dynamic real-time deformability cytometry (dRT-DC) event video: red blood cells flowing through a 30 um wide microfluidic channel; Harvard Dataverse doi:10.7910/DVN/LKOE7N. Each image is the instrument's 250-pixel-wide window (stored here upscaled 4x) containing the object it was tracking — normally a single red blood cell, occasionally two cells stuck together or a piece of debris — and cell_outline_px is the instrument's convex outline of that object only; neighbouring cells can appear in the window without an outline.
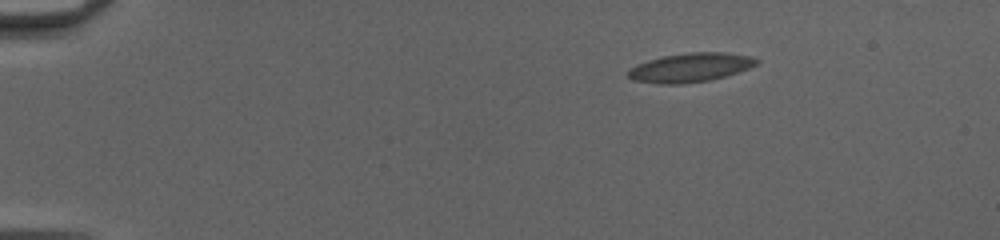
{"species": "common noctule bat (a hibernating species)", "species_latin": "Nyctalus noctula", "temperature_condition": "cold", "stored_images_in_passage": 46, "camera_frame_rate_fps": 3000, "um_per_image_px": 0.085, "animal": {"sex": "female", "body_mass_g": 20.0, "forearm_length_mm": 54.0}, "frame": {"image": 1, "passage_image": 1, "time_ms": 0.0, "image_size_px": [1000, 240], "cell_outline_px": [[760, 64], [724, 76], [708, 80], [680, 84], [660, 84], [632, 80], [628, 76], [628, 72], [636, 64], [648, 60], [664, 56], [692, 52], [724, 52], [752, 56], [760, 60]], "centroid_in_image_um": [58.7, 5.73], "position_along_channel_um": 26.3, "area_um2": 21.56}}
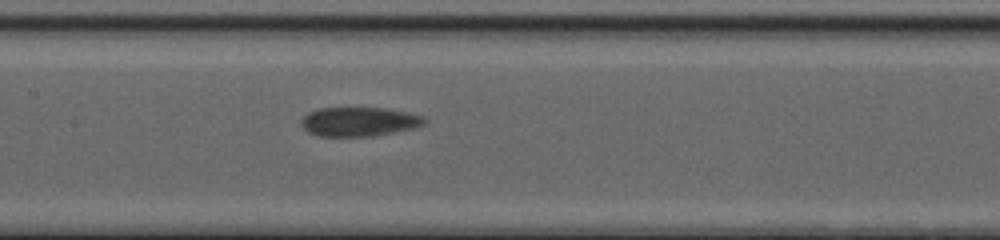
{"frame": {"image": 2, "passage_image": 20, "time_ms": 6.333, "image_size_px": [1000, 240], "cell_outline_px": [[428, 120], [424, 124], [416, 128], [372, 136], [320, 136], [308, 132], [300, 124], [300, 120], [308, 112], [316, 108], [384, 108], [424, 116]], "centroid_in_image_um": [30.51, 10.34], "position_along_channel_um": 176.9, "area_um2": 20.98}}
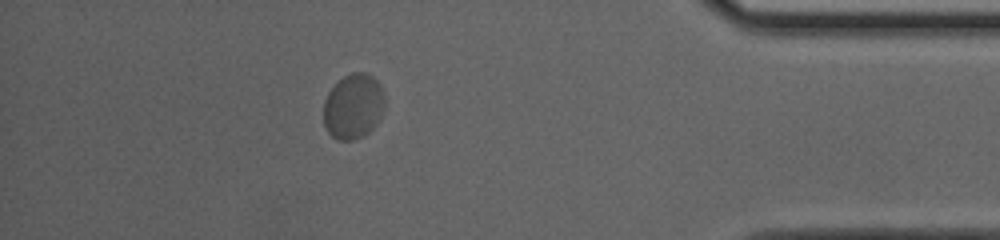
{"frame": {"image": 3, "passage_image": 40, "time_ms": 13.0, "image_size_px": [1000, 240], "cell_outline_px": [[384, 108], [380, 120], [364, 136], [352, 140], [336, 140], [328, 132], [324, 124], [324, 100], [328, 92], [344, 76], [352, 72], [364, 72], [372, 76], [380, 84], [384, 96]], "centroid_in_image_um": [30.04, 9.05], "position_along_channel_um": 405.2, "area_um2": 23.29}, "authors_computed_cell_mechanics": {"area_um2": 21.4438, "velocity_mm_per_s": 3.9554, "shape_relaxation_time_tau1_ms": 3.4799, "shape_relaxation_time_tau2_ms": null, "deformation_change_tau1": 0.0658, "deformation_change_tau2": null}}